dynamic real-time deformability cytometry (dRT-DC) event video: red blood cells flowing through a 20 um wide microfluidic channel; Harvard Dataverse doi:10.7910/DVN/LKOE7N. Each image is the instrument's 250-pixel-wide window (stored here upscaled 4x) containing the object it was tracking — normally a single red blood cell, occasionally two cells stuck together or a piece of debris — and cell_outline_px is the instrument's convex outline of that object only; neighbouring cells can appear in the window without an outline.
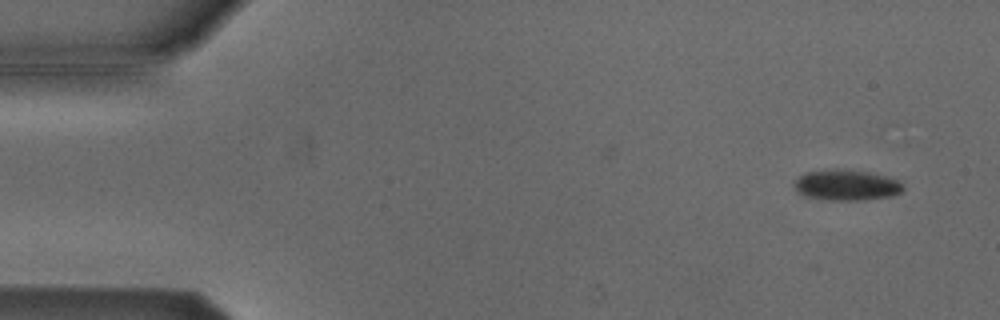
{"species": "Egyptian fruit bat (a non-hibernating species)", "species_latin": "Rousettus aegyptiacus", "temperature_condition": "cold", "stored_images_in_passage": 47, "camera_frame_rate_fps": 3000, "um_per_image_px": 0.085, "animal": {"sex": "male"}, "frame": {"image": 1, "passage_image": 3, "time_ms": 0.667, "image_size_px": [1000, 320], "cell_outline_px": [[904, 188], [900, 192], [892, 196], [864, 200], [828, 200], [804, 196], [796, 188], [796, 180], [804, 172], [868, 172], [900, 180], [904, 184]], "centroid_in_image_um": [72.03, 15.79], "position_along_channel_um": 13.0, "area_um2": 18.55}}
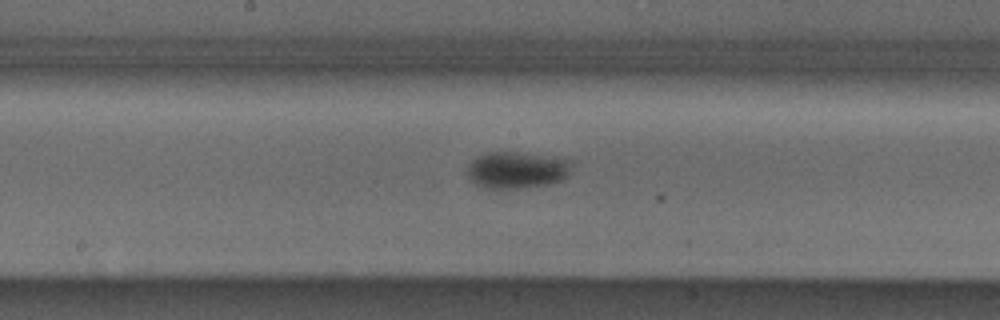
{"frame": {"image": 2, "passage_image": 27, "time_ms": 8.667, "image_size_px": [1000, 320], "cell_outline_px": [[572, 164], [568, 176], [560, 180], [548, 184], [500, 192], [484, 188], [476, 184], [468, 176], [468, 164], [472, 160], [488, 152], [516, 152], [572, 160]], "centroid_in_image_um": [43.9, 14.5], "position_along_channel_um": 204.3, "area_um2": 22.72}}
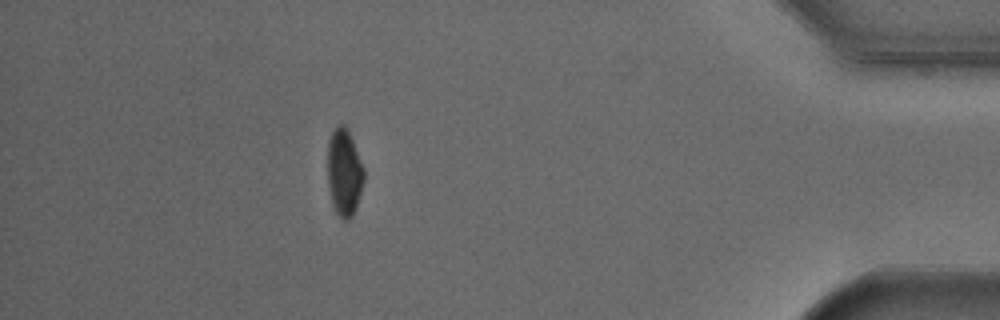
{"frame": {"image": 3, "passage_image": 47, "time_ms": 15.333, "image_size_px": [1000, 320], "cell_outline_px": [[364, 180], [356, 208], [352, 216], [348, 220], [344, 220], [332, 208], [328, 184], [328, 140], [336, 124], [344, 124], [348, 128], [364, 168]], "centroid_in_image_um": [29.25, 14.64], "position_along_channel_um": 405.9, "area_um2": 18.67}, "authors_computed_cell_mechanics": {"area_um2": 20.6346, "velocity_mm_per_s": 3.8203, "shape_relaxation_time_tau1_ms": 1.1733, "shape_relaxation_time_tau2_ms": null, "deformation_change_tau1": 0.0591, "deformation_change_tau2": null}}